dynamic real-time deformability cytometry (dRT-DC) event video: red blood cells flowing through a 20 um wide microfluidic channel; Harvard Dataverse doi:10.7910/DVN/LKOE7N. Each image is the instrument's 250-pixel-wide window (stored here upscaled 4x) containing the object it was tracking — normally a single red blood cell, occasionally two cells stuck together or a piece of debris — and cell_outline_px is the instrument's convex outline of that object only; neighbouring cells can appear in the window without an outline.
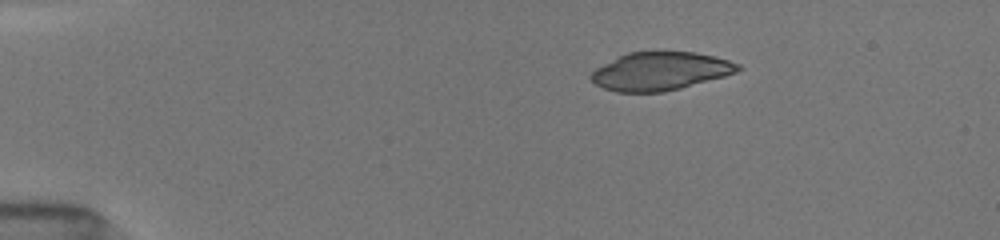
{"species": "common noctule bat (a hibernating species)", "species_latin": "Nyctalus noctula", "temperature_condition": "room temperature", "stored_images_in_passage": 44, "camera_frame_rate_fps": 3000, "um_per_image_px": 0.085, "animal": {"sex": "female", "body_mass_g": 19.5, "forearm_length_mm": 54.1}, "frame": {"image": 1, "passage_image": 1, "time_ms": 0.0, "image_size_px": [1000, 240], "cell_outline_px": [[740, 68], [736, 72], [724, 76], [680, 88], [664, 92], [616, 92], [604, 88], [596, 84], [588, 76], [596, 68], [628, 52], [696, 52], [728, 60], [740, 64]], "centroid_in_image_um": [56.11, 6.06], "position_along_channel_um": 28.9, "area_um2": 32.31}}